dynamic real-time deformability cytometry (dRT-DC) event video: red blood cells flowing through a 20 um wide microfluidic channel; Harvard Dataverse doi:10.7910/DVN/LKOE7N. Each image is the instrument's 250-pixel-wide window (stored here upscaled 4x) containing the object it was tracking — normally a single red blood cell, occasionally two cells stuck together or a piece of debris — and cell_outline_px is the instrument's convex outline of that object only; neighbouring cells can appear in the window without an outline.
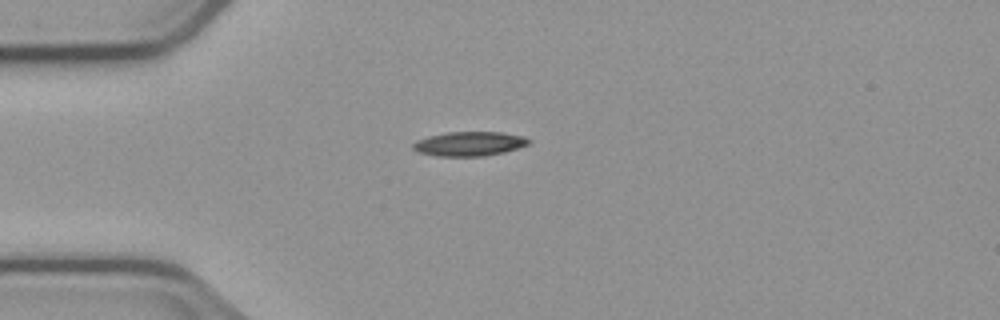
{"species": "common noctule bat (a hibernating species)", "species_latin": "Nyctalus noctula", "temperature_condition": "cold", "stored_images_in_passage": 3, "camera_frame_rate_fps": 3000, "um_per_image_px": 0.085, "animal": {"sex": "male", "body_mass_g": 23.1, "forearm_length_mm": 52.7}, "frame": {"image": 1, "passage_image": 1, "time_ms": 0.0, "image_size_px": [1000, 320], "cell_outline_px": [[532, 140], [528, 144], [504, 152], [484, 156], [432, 156], [416, 152], [412, 148], [412, 144], [416, 140], [428, 136], [448, 132], [500, 132], [524, 136]], "centroid_in_image_um": [39.84, 12.22], "position_along_channel_um": 45.2, "area_um2": 16.53}}
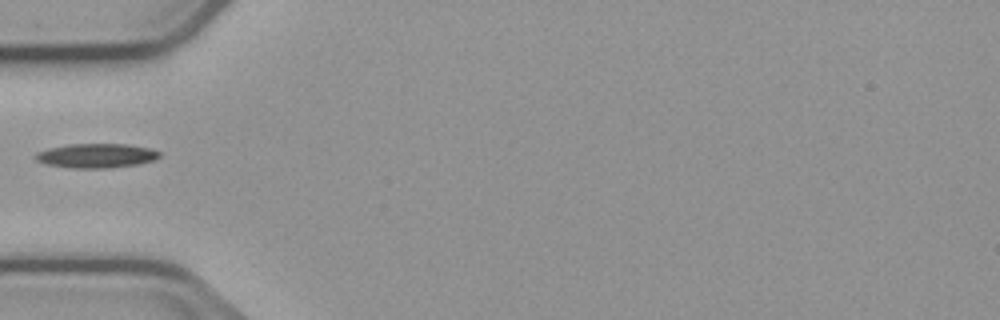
{"frame": {"image": 2, "passage_image": 2, "time_ms": 1.333, "image_size_px": [1000, 320], "cell_outline_px": [[160, 156], [156, 160], [140, 164], [112, 168], [72, 168], [44, 164], [36, 160], [36, 152], [48, 148], [68, 144], [128, 144], [148, 148], [160, 152]], "centroid_in_image_um": [8.2, 13.24], "position_along_channel_um": 76.8, "area_um2": 17.74}}
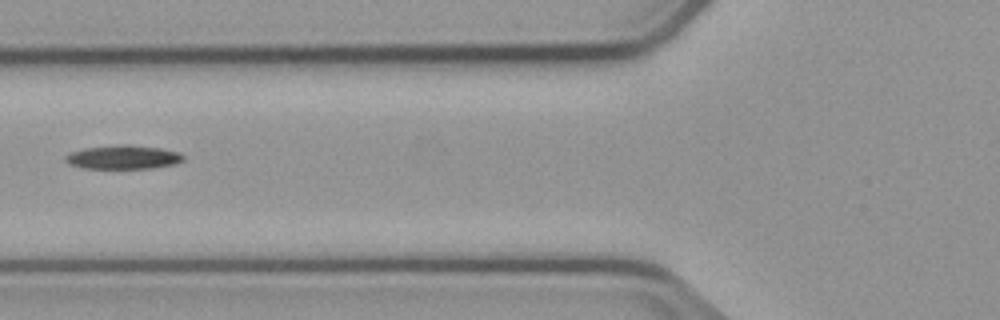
{"frame": {"image": 3, "passage_image": 3, "time_ms": 2.333, "image_size_px": [1000, 320], "cell_outline_px": [[184, 160], [176, 164], [156, 168], [80, 168], [68, 164], [64, 160], [64, 156], [72, 152], [84, 148], [116, 144], [128, 144], [160, 148], [180, 152], [184, 156]], "centroid_in_image_um": [10.48, 13.36], "position_along_channel_um": 115.3, "area_um2": 16.65}}